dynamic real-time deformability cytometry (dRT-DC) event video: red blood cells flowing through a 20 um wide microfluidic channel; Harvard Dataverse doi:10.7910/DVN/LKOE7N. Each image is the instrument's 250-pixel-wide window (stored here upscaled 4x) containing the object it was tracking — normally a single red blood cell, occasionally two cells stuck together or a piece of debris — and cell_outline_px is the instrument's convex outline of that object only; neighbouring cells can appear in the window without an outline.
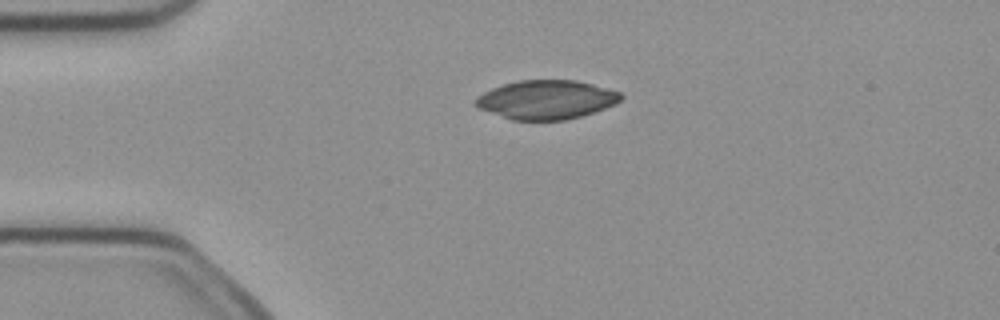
{"species": "common noctule bat (a hibernating species)", "species_latin": "Nyctalus noctula", "temperature_condition": "cold", "stored_images_in_passage": 5, "camera_frame_rate_fps": 3000, "um_per_image_px": 0.085, "animal": {"sex": "female", "body_mass_g": 21.9}, "frame": {"image": 1, "passage_image": 1, "time_ms": 0.0, "image_size_px": [1000, 320], "cell_outline_px": [[624, 96], [616, 104], [580, 116], [564, 120], [512, 120], [476, 108], [472, 104], [476, 96], [492, 88], [504, 84], [520, 80], [576, 80], [592, 84], [620, 92]], "centroid_in_image_um": [46.39, 8.47], "position_along_channel_um": 38.6, "area_um2": 33.0}}